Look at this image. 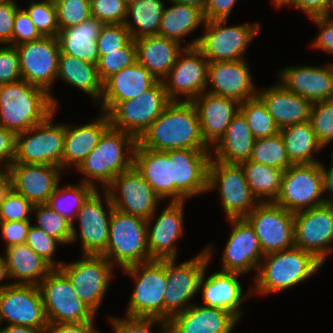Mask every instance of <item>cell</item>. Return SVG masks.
Wrapping results in <instances>:
<instances>
[{
    "mask_svg": "<svg viewBox=\"0 0 333 333\" xmlns=\"http://www.w3.org/2000/svg\"><path fill=\"white\" fill-rule=\"evenodd\" d=\"M154 151L177 149L212 150L205 142L195 105L172 101L137 140Z\"/></svg>",
    "mask_w": 333,
    "mask_h": 333,
    "instance_id": "1",
    "label": "cell"
},
{
    "mask_svg": "<svg viewBox=\"0 0 333 333\" xmlns=\"http://www.w3.org/2000/svg\"><path fill=\"white\" fill-rule=\"evenodd\" d=\"M136 143L137 139L132 134L109 127L77 168L85 176L82 182L98 189L97 181L105 190L116 176L133 166Z\"/></svg>",
    "mask_w": 333,
    "mask_h": 333,
    "instance_id": "2",
    "label": "cell"
},
{
    "mask_svg": "<svg viewBox=\"0 0 333 333\" xmlns=\"http://www.w3.org/2000/svg\"><path fill=\"white\" fill-rule=\"evenodd\" d=\"M55 110L51 96L25 80L0 84V126L15 134L43 122Z\"/></svg>",
    "mask_w": 333,
    "mask_h": 333,
    "instance_id": "3",
    "label": "cell"
},
{
    "mask_svg": "<svg viewBox=\"0 0 333 333\" xmlns=\"http://www.w3.org/2000/svg\"><path fill=\"white\" fill-rule=\"evenodd\" d=\"M322 265L313 254L297 247L266 254L255 275V287H251V292L266 295L294 287L306 281Z\"/></svg>",
    "mask_w": 333,
    "mask_h": 333,
    "instance_id": "4",
    "label": "cell"
},
{
    "mask_svg": "<svg viewBox=\"0 0 333 333\" xmlns=\"http://www.w3.org/2000/svg\"><path fill=\"white\" fill-rule=\"evenodd\" d=\"M102 255L122 269L151 261L147 244V220L114 208L108 244Z\"/></svg>",
    "mask_w": 333,
    "mask_h": 333,
    "instance_id": "5",
    "label": "cell"
},
{
    "mask_svg": "<svg viewBox=\"0 0 333 333\" xmlns=\"http://www.w3.org/2000/svg\"><path fill=\"white\" fill-rule=\"evenodd\" d=\"M121 270L136 280L125 316L165 321L166 259L134 264Z\"/></svg>",
    "mask_w": 333,
    "mask_h": 333,
    "instance_id": "6",
    "label": "cell"
},
{
    "mask_svg": "<svg viewBox=\"0 0 333 333\" xmlns=\"http://www.w3.org/2000/svg\"><path fill=\"white\" fill-rule=\"evenodd\" d=\"M227 20L206 21L205 34L184 48L196 47L208 62L243 60L245 50L257 34L259 22L227 26Z\"/></svg>",
    "mask_w": 333,
    "mask_h": 333,
    "instance_id": "7",
    "label": "cell"
},
{
    "mask_svg": "<svg viewBox=\"0 0 333 333\" xmlns=\"http://www.w3.org/2000/svg\"><path fill=\"white\" fill-rule=\"evenodd\" d=\"M213 247L207 246L195 258L176 265L175 259H166V290L164 292L165 321L185 311L199 292L200 278L213 256Z\"/></svg>",
    "mask_w": 333,
    "mask_h": 333,
    "instance_id": "8",
    "label": "cell"
},
{
    "mask_svg": "<svg viewBox=\"0 0 333 333\" xmlns=\"http://www.w3.org/2000/svg\"><path fill=\"white\" fill-rule=\"evenodd\" d=\"M171 102L163 82L157 81L138 97L115 104L106 114L110 127L138 140Z\"/></svg>",
    "mask_w": 333,
    "mask_h": 333,
    "instance_id": "9",
    "label": "cell"
},
{
    "mask_svg": "<svg viewBox=\"0 0 333 333\" xmlns=\"http://www.w3.org/2000/svg\"><path fill=\"white\" fill-rule=\"evenodd\" d=\"M57 109L43 122L16 134L13 164H42L62 168L65 124L54 125Z\"/></svg>",
    "mask_w": 333,
    "mask_h": 333,
    "instance_id": "10",
    "label": "cell"
},
{
    "mask_svg": "<svg viewBox=\"0 0 333 333\" xmlns=\"http://www.w3.org/2000/svg\"><path fill=\"white\" fill-rule=\"evenodd\" d=\"M218 188L226 219L245 218L260 202L252 193L240 164L210 159L207 192Z\"/></svg>",
    "mask_w": 333,
    "mask_h": 333,
    "instance_id": "11",
    "label": "cell"
},
{
    "mask_svg": "<svg viewBox=\"0 0 333 333\" xmlns=\"http://www.w3.org/2000/svg\"><path fill=\"white\" fill-rule=\"evenodd\" d=\"M322 163L292 164L284 171L275 204L295 213L327 203Z\"/></svg>",
    "mask_w": 333,
    "mask_h": 333,
    "instance_id": "12",
    "label": "cell"
},
{
    "mask_svg": "<svg viewBox=\"0 0 333 333\" xmlns=\"http://www.w3.org/2000/svg\"><path fill=\"white\" fill-rule=\"evenodd\" d=\"M49 325L84 323L96 313L76 294L69 279L54 268L38 285Z\"/></svg>",
    "mask_w": 333,
    "mask_h": 333,
    "instance_id": "13",
    "label": "cell"
},
{
    "mask_svg": "<svg viewBox=\"0 0 333 333\" xmlns=\"http://www.w3.org/2000/svg\"><path fill=\"white\" fill-rule=\"evenodd\" d=\"M81 260L58 268L70 281L78 297L95 313L109 288L114 266L103 255L82 254Z\"/></svg>",
    "mask_w": 333,
    "mask_h": 333,
    "instance_id": "14",
    "label": "cell"
},
{
    "mask_svg": "<svg viewBox=\"0 0 333 333\" xmlns=\"http://www.w3.org/2000/svg\"><path fill=\"white\" fill-rule=\"evenodd\" d=\"M19 54L22 80L45 90L56 109L58 103L50 93L57 79L60 45L57 37L42 36L40 39L15 46Z\"/></svg>",
    "mask_w": 333,
    "mask_h": 333,
    "instance_id": "15",
    "label": "cell"
},
{
    "mask_svg": "<svg viewBox=\"0 0 333 333\" xmlns=\"http://www.w3.org/2000/svg\"><path fill=\"white\" fill-rule=\"evenodd\" d=\"M102 192L108 212H105L101 193L96 189L83 203L76 215L75 221L78 220L80 224L79 234L72 224L70 243L80 239L83 254L102 255L108 244L109 226L114 207L108 192L106 190Z\"/></svg>",
    "mask_w": 333,
    "mask_h": 333,
    "instance_id": "16",
    "label": "cell"
},
{
    "mask_svg": "<svg viewBox=\"0 0 333 333\" xmlns=\"http://www.w3.org/2000/svg\"><path fill=\"white\" fill-rule=\"evenodd\" d=\"M245 218L254 227L263 255L295 247L294 213L274 202H265Z\"/></svg>",
    "mask_w": 333,
    "mask_h": 333,
    "instance_id": "17",
    "label": "cell"
},
{
    "mask_svg": "<svg viewBox=\"0 0 333 333\" xmlns=\"http://www.w3.org/2000/svg\"><path fill=\"white\" fill-rule=\"evenodd\" d=\"M294 243L324 264L333 250V203L294 213Z\"/></svg>",
    "mask_w": 333,
    "mask_h": 333,
    "instance_id": "18",
    "label": "cell"
},
{
    "mask_svg": "<svg viewBox=\"0 0 333 333\" xmlns=\"http://www.w3.org/2000/svg\"><path fill=\"white\" fill-rule=\"evenodd\" d=\"M208 60L196 47L184 48L173 67L163 79L171 101L192 102L207 90ZM185 96V100L177 96Z\"/></svg>",
    "mask_w": 333,
    "mask_h": 333,
    "instance_id": "19",
    "label": "cell"
},
{
    "mask_svg": "<svg viewBox=\"0 0 333 333\" xmlns=\"http://www.w3.org/2000/svg\"><path fill=\"white\" fill-rule=\"evenodd\" d=\"M105 190L116 210L146 220L155 214L161 200L134 166L116 176Z\"/></svg>",
    "mask_w": 333,
    "mask_h": 333,
    "instance_id": "20",
    "label": "cell"
},
{
    "mask_svg": "<svg viewBox=\"0 0 333 333\" xmlns=\"http://www.w3.org/2000/svg\"><path fill=\"white\" fill-rule=\"evenodd\" d=\"M48 328L40 289L36 285L11 284L0 292V325Z\"/></svg>",
    "mask_w": 333,
    "mask_h": 333,
    "instance_id": "21",
    "label": "cell"
},
{
    "mask_svg": "<svg viewBox=\"0 0 333 333\" xmlns=\"http://www.w3.org/2000/svg\"><path fill=\"white\" fill-rule=\"evenodd\" d=\"M211 150H169L174 202H181L207 192L208 165Z\"/></svg>",
    "mask_w": 333,
    "mask_h": 333,
    "instance_id": "22",
    "label": "cell"
},
{
    "mask_svg": "<svg viewBox=\"0 0 333 333\" xmlns=\"http://www.w3.org/2000/svg\"><path fill=\"white\" fill-rule=\"evenodd\" d=\"M232 231L225 245L221 271L242 274L258 270L264 257L254 227L246 218H230Z\"/></svg>",
    "mask_w": 333,
    "mask_h": 333,
    "instance_id": "23",
    "label": "cell"
},
{
    "mask_svg": "<svg viewBox=\"0 0 333 333\" xmlns=\"http://www.w3.org/2000/svg\"><path fill=\"white\" fill-rule=\"evenodd\" d=\"M62 168L42 164H12L8 170L9 186L25 199L47 204L60 183Z\"/></svg>",
    "mask_w": 333,
    "mask_h": 333,
    "instance_id": "24",
    "label": "cell"
},
{
    "mask_svg": "<svg viewBox=\"0 0 333 333\" xmlns=\"http://www.w3.org/2000/svg\"><path fill=\"white\" fill-rule=\"evenodd\" d=\"M252 79L245 59L209 62L207 88L210 86L212 89L206 90V92L242 103L257 96V90Z\"/></svg>",
    "mask_w": 333,
    "mask_h": 333,
    "instance_id": "25",
    "label": "cell"
},
{
    "mask_svg": "<svg viewBox=\"0 0 333 333\" xmlns=\"http://www.w3.org/2000/svg\"><path fill=\"white\" fill-rule=\"evenodd\" d=\"M183 210L184 201L170 202L153 226L154 216L147 219V244L152 260L176 259L178 249L175 242L184 232Z\"/></svg>",
    "mask_w": 333,
    "mask_h": 333,
    "instance_id": "26",
    "label": "cell"
},
{
    "mask_svg": "<svg viewBox=\"0 0 333 333\" xmlns=\"http://www.w3.org/2000/svg\"><path fill=\"white\" fill-rule=\"evenodd\" d=\"M279 83L311 103L333 99V63L324 67L292 66L281 70Z\"/></svg>",
    "mask_w": 333,
    "mask_h": 333,
    "instance_id": "27",
    "label": "cell"
},
{
    "mask_svg": "<svg viewBox=\"0 0 333 333\" xmlns=\"http://www.w3.org/2000/svg\"><path fill=\"white\" fill-rule=\"evenodd\" d=\"M206 270L207 268H205L199 281L203 305L225 309L238 320L241 319L244 312L241 311L240 306L246 298L252 295L251 289L247 291V294L243 295L242 293L243 289L238 279L242 274L218 271L205 279Z\"/></svg>",
    "mask_w": 333,
    "mask_h": 333,
    "instance_id": "28",
    "label": "cell"
},
{
    "mask_svg": "<svg viewBox=\"0 0 333 333\" xmlns=\"http://www.w3.org/2000/svg\"><path fill=\"white\" fill-rule=\"evenodd\" d=\"M238 319L229 311L193 303L169 321L170 333H232Z\"/></svg>",
    "mask_w": 333,
    "mask_h": 333,
    "instance_id": "29",
    "label": "cell"
},
{
    "mask_svg": "<svg viewBox=\"0 0 333 333\" xmlns=\"http://www.w3.org/2000/svg\"><path fill=\"white\" fill-rule=\"evenodd\" d=\"M202 136L209 147L223 137L233 117L239 112L237 101L204 92L195 98Z\"/></svg>",
    "mask_w": 333,
    "mask_h": 333,
    "instance_id": "30",
    "label": "cell"
},
{
    "mask_svg": "<svg viewBox=\"0 0 333 333\" xmlns=\"http://www.w3.org/2000/svg\"><path fill=\"white\" fill-rule=\"evenodd\" d=\"M158 80L139 62L113 74L103 83L101 111L107 113L115 104L138 97Z\"/></svg>",
    "mask_w": 333,
    "mask_h": 333,
    "instance_id": "31",
    "label": "cell"
},
{
    "mask_svg": "<svg viewBox=\"0 0 333 333\" xmlns=\"http://www.w3.org/2000/svg\"><path fill=\"white\" fill-rule=\"evenodd\" d=\"M257 96L262 100L279 129L287 125L310 121L312 103L306 98L291 93L278 82L270 88L259 90Z\"/></svg>",
    "mask_w": 333,
    "mask_h": 333,
    "instance_id": "32",
    "label": "cell"
},
{
    "mask_svg": "<svg viewBox=\"0 0 333 333\" xmlns=\"http://www.w3.org/2000/svg\"><path fill=\"white\" fill-rule=\"evenodd\" d=\"M133 166L161 198V201L170 197L171 202H174V182H172L169 151L150 150L137 141Z\"/></svg>",
    "mask_w": 333,
    "mask_h": 333,
    "instance_id": "33",
    "label": "cell"
},
{
    "mask_svg": "<svg viewBox=\"0 0 333 333\" xmlns=\"http://www.w3.org/2000/svg\"><path fill=\"white\" fill-rule=\"evenodd\" d=\"M109 127V118L106 113H103L96 121L79 127L65 124L62 170L73 168V166L77 169L98 145L101 136Z\"/></svg>",
    "mask_w": 333,
    "mask_h": 333,
    "instance_id": "34",
    "label": "cell"
},
{
    "mask_svg": "<svg viewBox=\"0 0 333 333\" xmlns=\"http://www.w3.org/2000/svg\"><path fill=\"white\" fill-rule=\"evenodd\" d=\"M134 41L137 62L158 81H163L184 49L177 41L159 35L140 37Z\"/></svg>",
    "mask_w": 333,
    "mask_h": 333,
    "instance_id": "35",
    "label": "cell"
},
{
    "mask_svg": "<svg viewBox=\"0 0 333 333\" xmlns=\"http://www.w3.org/2000/svg\"><path fill=\"white\" fill-rule=\"evenodd\" d=\"M104 23L90 17L78 26L59 30L60 51L97 65L99 61L97 39Z\"/></svg>",
    "mask_w": 333,
    "mask_h": 333,
    "instance_id": "36",
    "label": "cell"
},
{
    "mask_svg": "<svg viewBox=\"0 0 333 333\" xmlns=\"http://www.w3.org/2000/svg\"><path fill=\"white\" fill-rule=\"evenodd\" d=\"M4 255L9 278L19 279L12 284L38 286L54 269L26 243L6 248Z\"/></svg>",
    "mask_w": 333,
    "mask_h": 333,
    "instance_id": "37",
    "label": "cell"
},
{
    "mask_svg": "<svg viewBox=\"0 0 333 333\" xmlns=\"http://www.w3.org/2000/svg\"><path fill=\"white\" fill-rule=\"evenodd\" d=\"M254 142L255 138L247 120L239 111L233 117L223 137L212 148L214 154L211 152V158L239 164L251 158Z\"/></svg>",
    "mask_w": 333,
    "mask_h": 333,
    "instance_id": "38",
    "label": "cell"
},
{
    "mask_svg": "<svg viewBox=\"0 0 333 333\" xmlns=\"http://www.w3.org/2000/svg\"><path fill=\"white\" fill-rule=\"evenodd\" d=\"M62 79L73 87L82 90L87 95L101 100L103 82L101 81L97 65L83 61L72 55L60 51L58 58L57 79Z\"/></svg>",
    "mask_w": 333,
    "mask_h": 333,
    "instance_id": "39",
    "label": "cell"
},
{
    "mask_svg": "<svg viewBox=\"0 0 333 333\" xmlns=\"http://www.w3.org/2000/svg\"><path fill=\"white\" fill-rule=\"evenodd\" d=\"M170 3L171 7L163 9L158 35L182 44L185 36L205 24L204 12L193 5Z\"/></svg>",
    "mask_w": 333,
    "mask_h": 333,
    "instance_id": "40",
    "label": "cell"
},
{
    "mask_svg": "<svg viewBox=\"0 0 333 333\" xmlns=\"http://www.w3.org/2000/svg\"><path fill=\"white\" fill-rule=\"evenodd\" d=\"M286 152L292 164L322 163L314 159V152L323 147L319 144L310 121L292 124L280 129Z\"/></svg>",
    "mask_w": 333,
    "mask_h": 333,
    "instance_id": "41",
    "label": "cell"
},
{
    "mask_svg": "<svg viewBox=\"0 0 333 333\" xmlns=\"http://www.w3.org/2000/svg\"><path fill=\"white\" fill-rule=\"evenodd\" d=\"M239 164L252 193L259 202H275L281 191L284 170L257 163L250 159Z\"/></svg>",
    "mask_w": 333,
    "mask_h": 333,
    "instance_id": "42",
    "label": "cell"
},
{
    "mask_svg": "<svg viewBox=\"0 0 333 333\" xmlns=\"http://www.w3.org/2000/svg\"><path fill=\"white\" fill-rule=\"evenodd\" d=\"M163 9L162 0H136L127 5L124 25L132 39L158 35ZM129 16L134 24L130 22Z\"/></svg>",
    "mask_w": 333,
    "mask_h": 333,
    "instance_id": "43",
    "label": "cell"
},
{
    "mask_svg": "<svg viewBox=\"0 0 333 333\" xmlns=\"http://www.w3.org/2000/svg\"><path fill=\"white\" fill-rule=\"evenodd\" d=\"M59 186L60 184L50 196L47 204L74 224L81 206L96 189L83 182L75 186L68 184L64 188H60Z\"/></svg>",
    "mask_w": 333,
    "mask_h": 333,
    "instance_id": "44",
    "label": "cell"
},
{
    "mask_svg": "<svg viewBox=\"0 0 333 333\" xmlns=\"http://www.w3.org/2000/svg\"><path fill=\"white\" fill-rule=\"evenodd\" d=\"M239 111L246 118L255 139L271 137L280 132L273 117L258 96L240 103Z\"/></svg>",
    "mask_w": 333,
    "mask_h": 333,
    "instance_id": "45",
    "label": "cell"
},
{
    "mask_svg": "<svg viewBox=\"0 0 333 333\" xmlns=\"http://www.w3.org/2000/svg\"><path fill=\"white\" fill-rule=\"evenodd\" d=\"M250 160L284 171L292 165L280 133L271 137L255 139Z\"/></svg>",
    "mask_w": 333,
    "mask_h": 333,
    "instance_id": "46",
    "label": "cell"
},
{
    "mask_svg": "<svg viewBox=\"0 0 333 333\" xmlns=\"http://www.w3.org/2000/svg\"><path fill=\"white\" fill-rule=\"evenodd\" d=\"M32 212L36 215V227L57 239L62 245L71 242L72 223L64 216L54 211L48 204H36Z\"/></svg>",
    "mask_w": 333,
    "mask_h": 333,
    "instance_id": "47",
    "label": "cell"
},
{
    "mask_svg": "<svg viewBox=\"0 0 333 333\" xmlns=\"http://www.w3.org/2000/svg\"><path fill=\"white\" fill-rule=\"evenodd\" d=\"M136 61V45L134 39H131L124 47L113 52H105V55L99 58L97 64L99 77L104 83L113 74L131 66Z\"/></svg>",
    "mask_w": 333,
    "mask_h": 333,
    "instance_id": "48",
    "label": "cell"
},
{
    "mask_svg": "<svg viewBox=\"0 0 333 333\" xmlns=\"http://www.w3.org/2000/svg\"><path fill=\"white\" fill-rule=\"evenodd\" d=\"M31 21L42 36L57 37L59 27L57 24L56 7L53 0L30 2L28 8H24Z\"/></svg>",
    "mask_w": 333,
    "mask_h": 333,
    "instance_id": "49",
    "label": "cell"
},
{
    "mask_svg": "<svg viewBox=\"0 0 333 333\" xmlns=\"http://www.w3.org/2000/svg\"><path fill=\"white\" fill-rule=\"evenodd\" d=\"M33 207L31 202L8 185L0 198V222L30 221Z\"/></svg>",
    "mask_w": 333,
    "mask_h": 333,
    "instance_id": "50",
    "label": "cell"
},
{
    "mask_svg": "<svg viewBox=\"0 0 333 333\" xmlns=\"http://www.w3.org/2000/svg\"><path fill=\"white\" fill-rule=\"evenodd\" d=\"M59 30L78 26L91 16L90 0H54Z\"/></svg>",
    "mask_w": 333,
    "mask_h": 333,
    "instance_id": "51",
    "label": "cell"
},
{
    "mask_svg": "<svg viewBox=\"0 0 333 333\" xmlns=\"http://www.w3.org/2000/svg\"><path fill=\"white\" fill-rule=\"evenodd\" d=\"M310 122L322 147L333 140V99L312 103Z\"/></svg>",
    "mask_w": 333,
    "mask_h": 333,
    "instance_id": "52",
    "label": "cell"
},
{
    "mask_svg": "<svg viewBox=\"0 0 333 333\" xmlns=\"http://www.w3.org/2000/svg\"><path fill=\"white\" fill-rule=\"evenodd\" d=\"M36 254L45 259L53 268H59L63 262H57L52 259L56 250L57 244L61 243L50 237L42 229L35 225L30 226L25 242Z\"/></svg>",
    "mask_w": 333,
    "mask_h": 333,
    "instance_id": "53",
    "label": "cell"
},
{
    "mask_svg": "<svg viewBox=\"0 0 333 333\" xmlns=\"http://www.w3.org/2000/svg\"><path fill=\"white\" fill-rule=\"evenodd\" d=\"M132 39L129 31L122 24H104L97 39L99 56L124 47Z\"/></svg>",
    "mask_w": 333,
    "mask_h": 333,
    "instance_id": "54",
    "label": "cell"
},
{
    "mask_svg": "<svg viewBox=\"0 0 333 333\" xmlns=\"http://www.w3.org/2000/svg\"><path fill=\"white\" fill-rule=\"evenodd\" d=\"M91 16L104 24H122L127 16V4L122 0H90Z\"/></svg>",
    "mask_w": 333,
    "mask_h": 333,
    "instance_id": "55",
    "label": "cell"
},
{
    "mask_svg": "<svg viewBox=\"0 0 333 333\" xmlns=\"http://www.w3.org/2000/svg\"><path fill=\"white\" fill-rule=\"evenodd\" d=\"M110 320L115 333H154L151 329L157 323L162 326L161 332L170 333L168 322L155 318L111 317Z\"/></svg>",
    "mask_w": 333,
    "mask_h": 333,
    "instance_id": "56",
    "label": "cell"
},
{
    "mask_svg": "<svg viewBox=\"0 0 333 333\" xmlns=\"http://www.w3.org/2000/svg\"><path fill=\"white\" fill-rule=\"evenodd\" d=\"M22 80L19 54L15 46L0 45V84L14 83Z\"/></svg>",
    "mask_w": 333,
    "mask_h": 333,
    "instance_id": "57",
    "label": "cell"
},
{
    "mask_svg": "<svg viewBox=\"0 0 333 333\" xmlns=\"http://www.w3.org/2000/svg\"><path fill=\"white\" fill-rule=\"evenodd\" d=\"M42 37L31 21L28 13L21 7L16 11L13 33L12 46H17L22 43L38 40Z\"/></svg>",
    "mask_w": 333,
    "mask_h": 333,
    "instance_id": "58",
    "label": "cell"
},
{
    "mask_svg": "<svg viewBox=\"0 0 333 333\" xmlns=\"http://www.w3.org/2000/svg\"><path fill=\"white\" fill-rule=\"evenodd\" d=\"M30 221L0 222V229L5 240V249L26 242Z\"/></svg>",
    "mask_w": 333,
    "mask_h": 333,
    "instance_id": "59",
    "label": "cell"
},
{
    "mask_svg": "<svg viewBox=\"0 0 333 333\" xmlns=\"http://www.w3.org/2000/svg\"><path fill=\"white\" fill-rule=\"evenodd\" d=\"M18 9L15 0L0 3V44L12 45L14 19Z\"/></svg>",
    "mask_w": 333,
    "mask_h": 333,
    "instance_id": "60",
    "label": "cell"
},
{
    "mask_svg": "<svg viewBox=\"0 0 333 333\" xmlns=\"http://www.w3.org/2000/svg\"><path fill=\"white\" fill-rule=\"evenodd\" d=\"M311 20L320 30L311 46L333 54V20H327L321 16L311 17Z\"/></svg>",
    "mask_w": 333,
    "mask_h": 333,
    "instance_id": "61",
    "label": "cell"
},
{
    "mask_svg": "<svg viewBox=\"0 0 333 333\" xmlns=\"http://www.w3.org/2000/svg\"><path fill=\"white\" fill-rule=\"evenodd\" d=\"M16 134L0 126V164L5 161V171L8 172L15 157ZM2 166V165H0Z\"/></svg>",
    "mask_w": 333,
    "mask_h": 333,
    "instance_id": "62",
    "label": "cell"
},
{
    "mask_svg": "<svg viewBox=\"0 0 333 333\" xmlns=\"http://www.w3.org/2000/svg\"><path fill=\"white\" fill-rule=\"evenodd\" d=\"M237 0H207L204 9L206 21L227 20Z\"/></svg>",
    "mask_w": 333,
    "mask_h": 333,
    "instance_id": "63",
    "label": "cell"
},
{
    "mask_svg": "<svg viewBox=\"0 0 333 333\" xmlns=\"http://www.w3.org/2000/svg\"><path fill=\"white\" fill-rule=\"evenodd\" d=\"M290 5L293 8L305 12L308 17L320 16L327 5V0H280L276 6L280 8Z\"/></svg>",
    "mask_w": 333,
    "mask_h": 333,
    "instance_id": "64",
    "label": "cell"
},
{
    "mask_svg": "<svg viewBox=\"0 0 333 333\" xmlns=\"http://www.w3.org/2000/svg\"><path fill=\"white\" fill-rule=\"evenodd\" d=\"M93 321L51 324L48 327L47 333H101L94 328Z\"/></svg>",
    "mask_w": 333,
    "mask_h": 333,
    "instance_id": "65",
    "label": "cell"
},
{
    "mask_svg": "<svg viewBox=\"0 0 333 333\" xmlns=\"http://www.w3.org/2000/svg\"><path fill=\"white\" fill-rule=\"evenodd\" d=\"M330 159L331 166L326 169L322 164V171L324 175V191L330 193V197L327 196L326 201L333 203V152L331 153Z\"/></svg>",
    "mask_w": 333,
    "mask_h": 333,
    "instance_id": "66",
    "label": "cell"
},
{
    "mask_svg": "<svg viewBox=\"0 0 333 333\" xmlns=\"http://www.w3.org/2000/svg\"><path fill=\"white\" fill-rule=\"evenodd\" d=\"M48 328H32L20 325L7 324L0 328V333H47Z\"/></svg>",
    "mask_w": 333,
    "mask_h": 333,
    "instance_id": "67",
    "label": "cell"
},
{
    "mask_svg": "<svg viewBox=\"0 0 333 333\" xmlns=\"http://www.w3.org/2000/svg\"><path fill=\"white\" fill-rule=\"evenodd\" d=\"M8 279L9 275H8V271H7V267H6V262L4 259V256H2V254H0V283L4 280V279ZM12 282L9 284H1L0 285V292L6 288L7 286L11 285Z\"/></svg>",
    "mask_w": 333,
    "mask_h": 333,
    "instance_id": "68",
    "label": "cell"
},
{
    "mask_svg": "<svg viewBox=\"0 0 333 333\" xmlns=\"http://www.w3.org/2000/svg\"><path fill=\"white\" fill-rule=\"evenodd\" d=\"M168 1H174L177 3L187 4V5H193V6L200 8L203 11L207 5V0H168Z\"/></svg>",
    "mask_w": 333,
    "mask_h": 333,
    "instance_id": "69",
    "label": "cell"
},
{
    "mask_svg": "<svg viewBox=\"0 0 333 333\" xmlns=\"http://www.w3.org/2000/svg\"><path fill=\"white\" fill-rule=\"evenodd\" d=\"M8 185H9L8 172L0 169V198L4 190L8 187Z\"/></svg>",
    "mask_w": 333,
    "mask_h": 333,
    "instance_id": "70",
    "label": "cell"
},
{
    "mask_svg": "<svg viewBox=\"0 0 333 333\" xmlns=\"http://www.w3.org/2000/svg\"><path fill=\"white\" fill-rule=\"evenodd\" d=\"M331 13H333V0H327V5L324 9V12L320 16L324 19L331 20Z\"/></svg>",
    "mask_w": 333,
    "mask_h": 333,
    "instance_id": "71",
    "label": "cell"
},
{
    "mask_svg": "<svg viewBox=\"0 0 333 333\" xmlns=\"http://www.w3.org/2000/svg\"><path fill=\"white\" fill-rule=\"evenodd\" d=\"M122 1H124L127 5H129L130 3L135 2L136 0H122Z\"/></svg>",
    "mask_w": 333,
    "mask_h": 333,
    "instance_id": "72",
    "label": "cell"
},
{
    "mask_svg": "<svg viewBox=\"0 0 333 333\" xmlns=\"http://www.w3.org/2000/svg\"><path fill=\"white\" fill-rule=\"evenodd\" d=\"M280 0H273V2L275 3V5L279 2Z\"/></svg>",
    "mask_w": 333,
    "mask_h": 333,
    "instance_id": "73",
    "label": "cell"
},
{
    "mask_svg": "<svg viewBox=\"0 0 333 333\" xmlns=\"http://www.w3.org/2000/svg\"><path fill=\"white\" fill-rule=\"evenodd\" d=\"M7 0H0V3L6 2Z\"/></svg>",
    "mask_w": 333,
    "mask_h": 333,
    "instance_id": "74",
    "label": "cell"
}]
</instances>
